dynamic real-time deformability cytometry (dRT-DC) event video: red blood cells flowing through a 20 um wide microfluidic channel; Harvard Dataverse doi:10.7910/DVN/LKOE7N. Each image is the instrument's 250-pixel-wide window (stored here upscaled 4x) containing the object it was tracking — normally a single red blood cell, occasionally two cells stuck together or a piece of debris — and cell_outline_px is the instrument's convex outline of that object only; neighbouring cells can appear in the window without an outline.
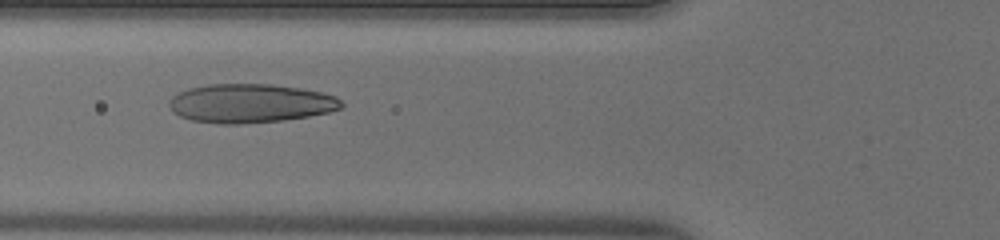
{"species": "human", "species_latin": "Homo sapiens", "temperature_condition": "warm", "stored_images_in_passage": 46, "camera_frame_rate_fps": 3000, "um_per_image_px": 0.085, "donor": {"sex": "male"}, "frame": {"image": 1, "passage_image": 17, "time_ms": 5.333, "image_size_px": [1000, 240], "cell_outline_px": [[344, 108], [328, 112], [308, 116], [284, 120], [240, 124], [220, 124], [192, 120], [180, 116], [172, 112], [168, 104], [172, 96], [188, 88], [208, 84], [272, 84], [300, 88], [320, 92], [336, 96], [344, 104]], "centroid_in_image_um": [21.28, 8.78], "position_along_channel_um": 104.5, "area_um2": 39.13}}
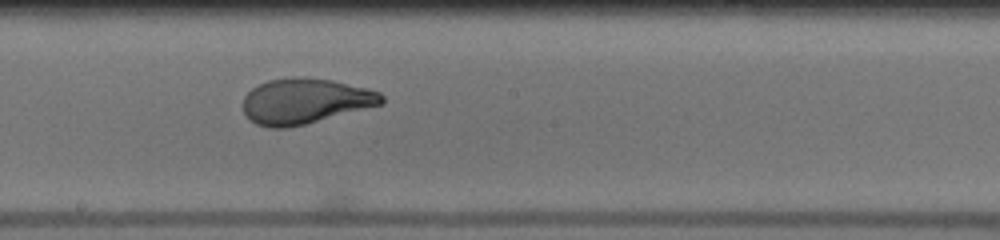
{"frame": {"image": 2, "passage_image": 25, "time_ms": 8.0, "image_size_px": [1000, 240], "cell_outline_px": [[384, 104], [304, 124], [284, 128], [268, 128], [256, 124], [244, 112], [244, 96], [252, 88], [268, 80], [292, 76], [304, 76], [332, 80], [368, 88], [380, 92], [384, 96]], "centroid_in_image_um": [25.96, 8.57], "position_along_channel_um": 222.2, "area_um2": 36.76}}
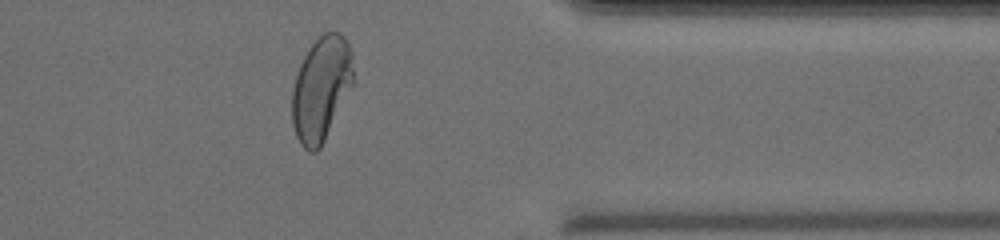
{"frame": {"image": 3, "passage_image": 37, "time_ms": 12.0, "image_size_px": [1000, 240], "cell_outline_px": [[352, 84], [320, 148], [316, 152], [308, 152], [300, 144], [296, 136], [292, 124], [292, 88], [300, 64], [308, 48], [324, 32], [340, 32], [344, 36], [352, 52]], "centroid_in_image_um": [27.27, 7.53], "position_along_channel_um": 384.1, "area_um2": 36.82}}